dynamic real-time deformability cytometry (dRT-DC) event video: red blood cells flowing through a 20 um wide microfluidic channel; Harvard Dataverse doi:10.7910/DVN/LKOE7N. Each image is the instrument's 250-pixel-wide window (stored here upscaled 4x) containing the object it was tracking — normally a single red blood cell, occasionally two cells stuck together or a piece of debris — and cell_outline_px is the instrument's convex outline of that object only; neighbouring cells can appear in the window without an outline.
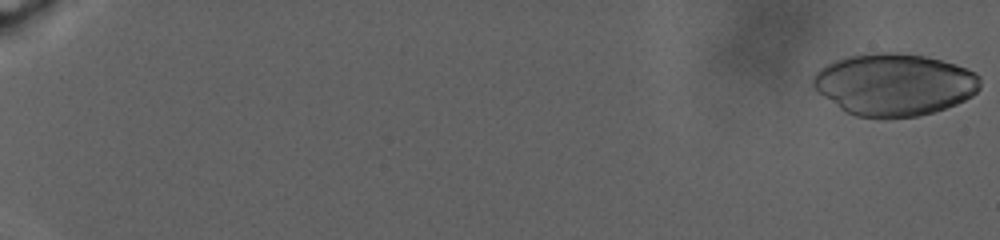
{"species": "human", "species_latin": "Homo sapiens", "temperature_condition": "warm", "stored_images_in_passage": 106, "camera_frame_rate_fps": 3000, "um_per_image_px": 0.085, "donor": {"sex": "male"}, "frame": {"image": 1, "passage_image": 1, "time_ms": 0.0, "image_size_px": [1000, 240], "cell_outline_px": [[980, 88], [972, 96], [956, 104], [932, 112], [916, 116], [888, 120], [880, 120], [856, 116], [844, 112], [816, 92], [812, 88], [812, 76], [820, 68], [836, 60], [848, 56], [872, 52], [896, 52], [924, 56], [956, 64], [976, 72], [980, 76]], "centroid_in_image_um": [75.97, 7.21], "position_along_channel_um": 9.0, "area_um2": 61.44}}
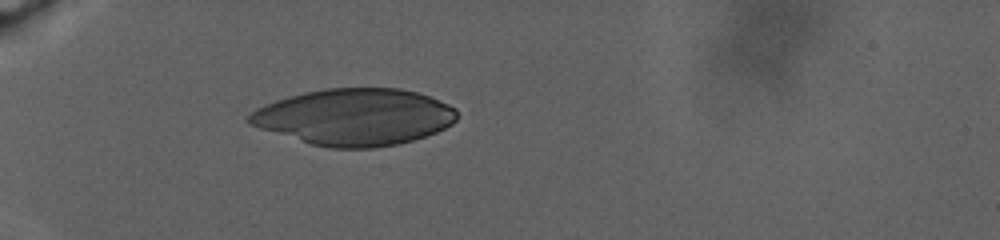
{"frame": {"image": 2, "passage_image": 47, "time_ms": 11.667, "image_size_px": [1000, 240], "cell_outline_px": [[456, 120], [452, 124], [436, 132], [412, 140], [396, 144], [372, 148], [332, 148], [312, 144], [260, 128], [248, 124], [248, 116], [256, 108], [264, 104], [288, 96], [304, 92], [324, 88], [400, 88], [416, 92], [428, 96], [448, 104], [456, 108]], "centroid_in_image_um": [30.13, 9.93], "position_along_channel_um": 54.9, "area_um2": 68.26}}